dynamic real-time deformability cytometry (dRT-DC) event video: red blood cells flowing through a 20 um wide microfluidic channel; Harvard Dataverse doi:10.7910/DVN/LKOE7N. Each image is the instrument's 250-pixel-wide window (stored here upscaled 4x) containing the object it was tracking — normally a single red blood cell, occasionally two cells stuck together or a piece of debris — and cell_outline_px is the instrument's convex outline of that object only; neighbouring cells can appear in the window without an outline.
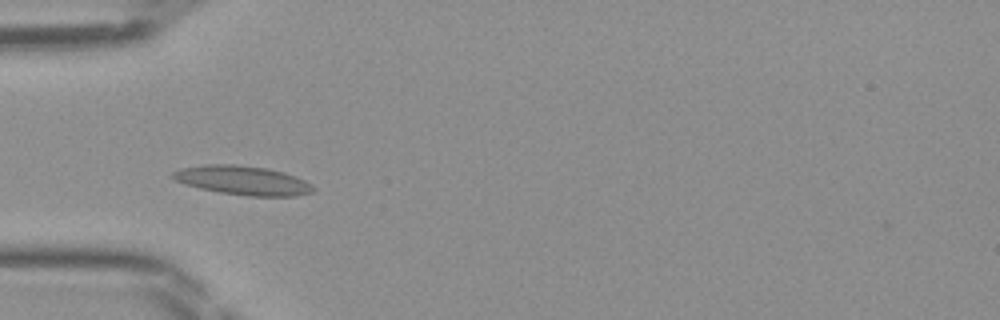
{"species": "Egyptian fruit bat (a non-hibernating species)", "species_latin": "Rousettus aegyptiacus", "temperature_condition": "room temperature", "stored_images_in_passage": 33, "camera_frame_rate_fps": 3000, "um_per_image_px": 0.085, "frame": {"image": 1, "passage_image": 1, "time_ms": 0.0, "image_size_px": [1000, 320], "cell_outline_px": [[316, 188], [312, 192], [296, 196], [248, 196], [220, 192], [200, 188], [184, 184], [168, 176], [172, 172], [180, 168], [204, 164], [236, 164], [268, 168], [284, 172], [296, 176], [312, 184]], "centroid_in_image_um": [20.63, 15.32], "position_along_channel_um": 64.4, "area_um2": 24.04}}
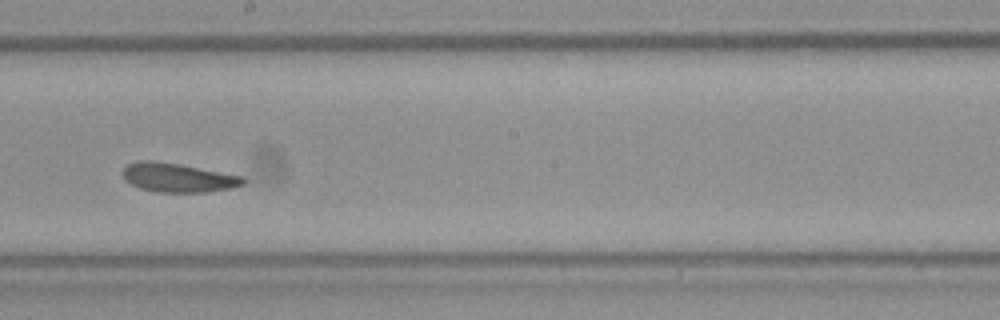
{"frame": {"image": 2, "passage_image": 13, "time_ms": 4.0, "image_size_px": [1000, 320], "cell_outline_px": [[248, 180], [244, 184], [232, 188], [204, 192], [156, 192], [140, 188], [124, 180], [120, 172], [128, 164], [140, 160], [152, 160], [180, 164], [244, 176]], "centroid_in_image_um": [15.13, 15.09], "position_along_channel_um": 233.1, "area_um2": 20.58}}
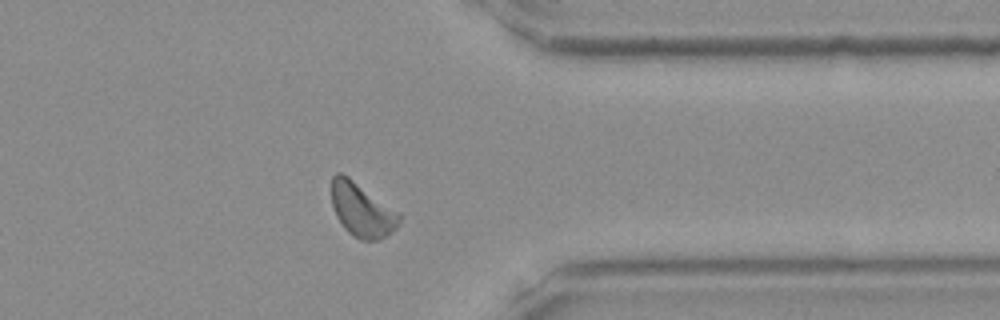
{"frame": {"image": 3, "passage_image": 24, "time_ms": 7.667, "image_size_px": [1000, 320], "cell_outline_px": [[400, 220], [396, 228], [392, 232], [380, 240], [360, 240], [352, 236], [344, 228], [336, 216], [332, 204], [332, 176], [336, 172], [340, 172], [348, 176], [400, 212]], "centroid_in_image_um": [30.77, 17.85], "position_along_channel_um": 380.6, "area_um2": 21.39}}